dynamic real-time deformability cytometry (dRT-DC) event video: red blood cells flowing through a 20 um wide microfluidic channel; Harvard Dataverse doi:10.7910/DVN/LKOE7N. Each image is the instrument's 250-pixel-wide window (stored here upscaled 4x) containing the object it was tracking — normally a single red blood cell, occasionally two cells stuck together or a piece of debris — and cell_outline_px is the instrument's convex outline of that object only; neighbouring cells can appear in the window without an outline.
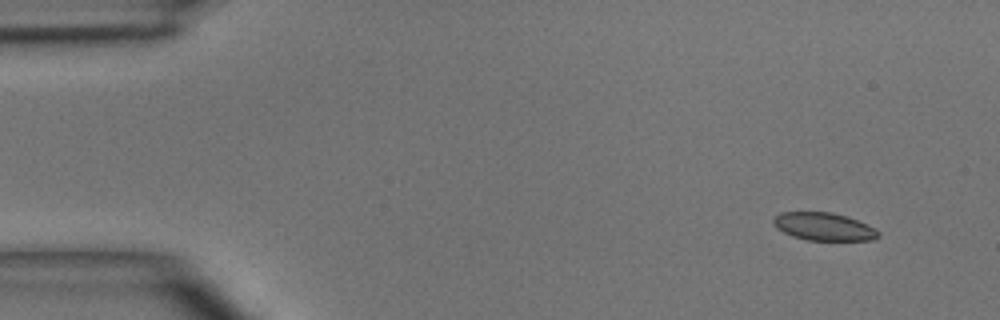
{"species": "common noctule bat (a hibernating species)", "species_latin": "Nyctalus noctula", "temperature_condition": "room temperature", "stored_images_in_passage": 4, "camera_frame_rate_fps": 3000, "um_per_image_px": 0.085, "animal": {"sex": "male", "body_mass_g": 15.6}, "frame": {"image": 1, "passage_image": 1, "time_ms": 0.0, "image_size_px": [1000, 320], "cell_outline_px": [[880, 236], [872, 240], [808, 240], [792, 236], [776, 228], [772, 224], [772, 220], [780, 212], [832, 212], [848, 216], [876, 228], [880, 232]], "centroid_in_image_um": [70.03, 19.25], "position_along_channel_um": 15.0, "area_um2": 17.17}}
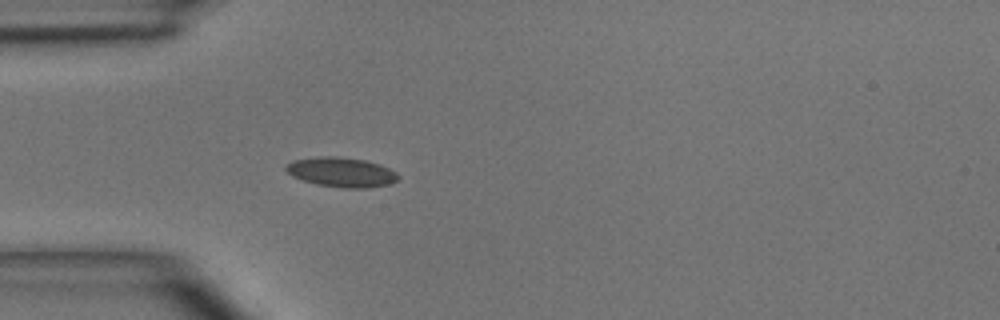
{"frame": {"image": 2, "passage_image": 4, "time_ms": 3.333, "image_size_px": [1000, 320], "cell_outline_px": [[400, 176], [392, 184], [368, 188], [344, 188], [316, 184], [292, 176], [284, 168], [292, 160], [320, 156], [332, 156], [364, 160], [380, 164], [396, 172]], "centroid_in_image_um": [29.04, 14.64], "position_along_channel_um": 56.0, "area_um2": 19.36}}